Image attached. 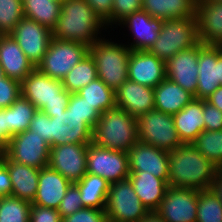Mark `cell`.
Here are the masks:
<instances>
[{"label": "cell", "instance_id": "cell-53", "mask_svg": "<svg viewBox=\"0 0 222 222\" xmlns=\"http://www.w3.org/2000/svg\"><path fill=\"white\" fill-rule=\"evenodd\" d=\"M222 0H196V2H218Z\"/></svg>", "mask_w": 222, "mask_h": 222}, {"label": "cell", "instance_id": "cell-45", "mask_svg": "<svg viewBox=\"0 0 222 222\" xmlns=\"http://www.w3.org/2000/svg\"><path fill=\"white\" fill-rule=\"evenodd\" d=\"M29 222H62V218L57 209L31 203Z\"/></svg>", "mask_w": 222, "mask_h": 222}, {"label": "cell", "instance_id": "cell-11", "mask_svg": "<svg viewBox=\"0 0 222 222\" xmlns=\"http://www.w3.org/2000/svg\"><path fill=\"white\" fill-rule=\"evenodd\" d=\"M87 173L99 175L110 184L128 179V153L102 148L89 143L87 153Z\"/></svg>", "mask_w": 222, "mask_h": 222}, {"label": "cell", "instance_id": "cell-18", "mask_svg": "<svg viewBox=\"0 0 222 222\" xmlns=\"http://www.w3.org/2000/svg\"><path fill=\"white\" fill-rule=\"evenodd\" d=\"M127 153L129 171H147L168 183V151L138 141Z\"/></svg>", "mask_w": 222, "mask_h": 222}, {"label": "cell", "instance_id": "cell-42", "mask_svg": "<svg viewBox=\"0 0 222 222\" xmlns=\"http://www.w3.org/2000/svg\"><path fill=\"white\" fill-rule=\"evenodd\" d=\"M142 9V0H113L112 26L122 21L126 16Z\"/></svg>", "mask_w": 222, "mask_h": 222}, {"label": "cell", "instance_id": "cell-39", "mask_svg": "<svg viewBox=\"0 0 222 222\" xmlns=\"http://www.w3.org/2000/svg\"><path fill=\"white\" fill-rule=\"evenodd\" d=\"M67 109L77 116L83 118V121L93 130L100 118V113L93 108L85 98L78 93H72Z\"/></svg>", "mask_w": 222, "mask_h": 222}, {"label": "cell", "instance_id": "cell-7", "mask_svg": "<svg viewBox=\"0 0 222 222\" xmlns=\"http://www.w3.org/2000/svg\"><path fill=\"white\" fill-rule=\"evenodd\" d=\"M89 53V46L52 37L46 54L37 69L45 75L61 80Z\"/></svg>", "mask_w": 222, "mask_h": 222}, {"label": "cell", "instance_id": "cell-56", "mask_svg": "<svg viewBox=\"0 0 222 222\" xmlns=\"http://www.w3.org/2000/svg\"><path fill=\"white\" fill-rule=\"evenodd\" d=\"M105 222H116V221H112V220L107 219Z\"/></svg>", "mask_w": 222, "mask_h": 222}, {"label": "cell", "instance_id": "cell-25", "mask_svg": "<svg viewBox=\"0 0 222 222\" xmlns=\"http://www.w3.org/2000/svg\"><path fill=\"white\" fill-rule=\"evenodd\" d=\"M1 160L5 163L12 182L11 196L32 203L38 189L40 169L11 161L4 153Z\"/></svg>", "mask_w": 222, "mask_h": 222}, {"label": "cell", "instance_id": "cell-20", "mask_svg": "<svg viewBox=\"0 0 222 222\" xmlns=\"http://www.w3.org/2000/svg\"><path fill=\"white\" fill-rule=\"evenodd\" d=\"M163 21L151 17L145 10H139L126 16L117 25L128 27L134 37L128 47L131 50L148 51L155 43L162 29Z\"/></svg>", "mask_w": 222, "mask_h": 222}, {"label": "cell", "instance_id": "cell-1", "mask_svg": "<svg viewBox=\"0 0 222 222\" xmlns=\"http://www.w3.org/2000/svg\"><path fill=\"white\" fill-rule=\"evenodd\" d=\"M168 158V186L175 188L208 190L218 170L193 143L168 151Z\"/></svg>", "mask_w": 222, "mask_h": 222}, {"label": "cell", "instance_id": "cell-33", "mask_svg": "<svg viewBox=\"0 0 222 222\" xmlns=\"http://www.w3.org/2000/svg\"><path fill=\"white\" fill-rule=\"evenodd\" d=\"M100 114L116 107L115 91L96 78L77 92Z\"/></svg>", "mask_w": 222, "mask_h": 222}, {"label": "cell", "instance_id": "cell-12", "mask_svg": "<svg viewBox=\"0 0 222 222\" xmlns=\"http://www.w3.org/2000/svg\"><path fill=\"white\" fill-rule=\"evenodd\" d=\"M89 143L64 144L50 147L48 166L71 183H77L87 173Z\"/></svg>", "mask_w": 222, "mask_h": 222}, {"label": "cell", "instance_id": "cell-2", "mask_svg": "<svg viewBox=\"0 0 222 222\" xmlns=\"http://www.w3.org/2000/svg\"><path fill=\"white\" fill-rule=\"evenodd\" d=\"M103 29L105 24L85 0H64L52 37L90 46L101 39L98 34Z\"/></svg>", "mask_w": 222, "mask_h": 222}, {"label": "cell", "instance_id": "cell-34", "mask_svg": "<svg viewBox=\"0 0 222 222\" xmlns=\"http://www.w3.org/2000/svg\"><path fill=\"white\" fill-rule=\"evenodd\" d=\"M97 77L96 64L93 57L88 53L68 74L62 79L64 88L69 93H77L81 88L88 85Z\"/></svg>", "mask_w": 222, "mask_h": 222}, {"label": "cell", "instance_id": "cell-30", "mask_svg": "<svg viewBox=\"0 0 222 222\" xmlns=\"http://www.w3.org/2000/svg\"><path fill=\"white\" fill-rule=\"evenodd\" d=\"M37 108L22 95L13 104L5 108L6 145L13 135L29 129Z\"/></svg>", "mask_w": 222, "mask_h": 222}, {"label": "cell", "instance_id": "cell-13", "mask_svg": "<svg viewBox=\"0 0 222 222\" xmlns=\"http://www.w3.org/2000/svg\"><path fill=\"white\" fill-rule=\"evenodd\" d=\"M10 35L35 68L46 54L52 39V31L49 28L26 17L19 21Z\"/></svg>", "mask_w": 222, "mask_h": 222}, {"label": "cell", "instance_id": "cell-37", "mask_svg": "<svg viewBox=\"0 0 222 222\" xmlns=\"http://www.w3.org/2000/svg\"><path fill=\"white\" fill-rule=\"evenodd\" d=\"M196 222H222V202L209 189L198 193Z\"/></svg>", "mask_w": 222, "mask_h": 222}, {"label": "cell", "instance_id": "cell-44", "mask_svg": "<svg viewBox=\"0 0 222 222\" xmlns=\"http://www.w3.org/2000/svg\"><path fill=\"white\" fill-rule=\"evenodd\" d=\"M203 118L204 130H222V112L217 107L212 106L206 100H203Z\"/></svg>", "mask_w": 222, "mask_h": 222}, {"label": "cell", "instance_id": "cell-55", "mask_svg": "<svg viewBox=\"0 0 222 222\" xmlns=\"http://www.w3.org/2000/svg\"><path fill=\"white\" fill-rule=\"evenodd\" d=\"M2 154H3V148L0 146V159H1Z\"/></svg>", "mask_w": 222, "mask_h": 222}, {"label": "cell", "instance_id": "cell-17", "mask_svg": "<svg viewBox=\"0 0 222 222\" xmlns=\"http://www.w3.org/2000/svg\"><path fill=\"white\" fill-rule=\"evenodd\" d=\"M199 44L182 50L165 63L166 78L194 96L197 89Z\"/></svg>", "mask_w": 222, "mask_h": 222}, {"label": "cell", "instance_id": "cell-23", "mask_svg": "<svg viewBox=\"0 0 222 222\" xmlns=\"http://www.w3.org/2000/svg\"><path fill=\"white\" fill-rule=\"evenodd\" d=\"M0 65L6 77L19 82H22L35 69L10 34L0 35Z\"/></svg>", "mask_w": 222, "mask_h": 222}, {"label": "cell", "instance_id": "cell-8", "mask_svg": "<svg viewBox=\"0 0 222 222\" xmlns=\"http://www.w3.org/2000/svg\"><path fill=\"white\" fill-rule=\"evenodd\" d=\"M137 126L139 141L143 143L165 151L182 145L171 114L148 111L137 117Z\"/></svg>", "mask_w": 222, "mask_h": 222}, {"label": "cell", "instance_id": "cell-9", "mask_svg": "<svg viewBox=\"0 0 222 222\" xmlns=\"http://www.w3.org/2000/svg\"><path fill=\"white\" fill-rule=\"evenodd\" d=\"M104 211L107 219L116 222H138L149 212L129 178L110 184Z\"/></svg>", "mask_w": 222, "mask_h": 222}, {"label": "cell", "instance_id": "cell-22", "mask_svg": "<svg viewBox=\"0 0 222 222\" xmlns=\"http://www.w3.org/2000/svg\"><path fill=\"white\" fill-rule=\"evenodd\" d=\"M198 37L203 45L222 44V1L196 2Z\"/></svg>", "mask_w": 222, "mask_h": 222}, {"label": "cell", "instance_id": "cell-27", "mask_svg": "<svg viewBox=\"0 0 222 222\" xmlns=\"http://www.w3.org/2000/svg\"><path fill=\"white\" fill-rule=\"evenodd\" d=\"M182 144L193 143L204 131L203 100L193 99L178 113L172 115Z\"/></svg>", "mask_w": 222, "mask_h": 222}, {"label": "cell", "instance_id": "cell-19", "mask_svg": "<svg viewBox=\"0 0 222 222\" xmlns=\"http://www.w3.org/2000/svg\"><path fill=\"white\" fill-rule=\"evenodd\" d=\"M165 62L148 51L132 50L128 60V79L155 88L166 78Z\"/></svg>", "mask_w": 222, "mask_h": 222}, {"label": "cell", "instance_id": "cell-14", "mask_svg": "<svg viewBox=\"0 0 222 222\" xmlns=\"http://www.w3.org/2000/svg\"><path fill=\"white\" fill-rule=\"evenodd\" d=\"M199 190L168 186L156 212L167 222H196Z\"/></svg>", "mask_w": 222, "mask_h": 222}, {"label": "cell", "instance_id": "cell-54", "mask_svg": "<svg viewBox=\"0 0 222 222\" xmlns=\"http://www.w3.org/2000/svg\"><path fill=\"white\" fill-rule=\"evenodd\" d=\"M5 75H4V73H3V69H2V67H1V65H0V79L1 78H3Z\"/></svg>", "mask_w": 222, "mask_h": 222}, {"label": "cell", "instance_id": "cell-47", "mask_svg": "<svg viewBox=\"0 0 222 222\" xmlns=\"http://www.w3.org/2000/svg\"><path fill=\"white\" fill-rule=\"evenodd\" d=\"M49 122L50 117L37 110L30 122L29 130L36 132L38 136L43 138L49 144Z\"/></svg>", "mask_w": 222, "mask_h": 222}, {"label": "cell", "instance_id": "cell-16", "mask_svg": "<svg viewBox=\"0 0 222 222\" xmlns=\"http://www.w3.org/2000/svg\"><path fill=\"white\" fill-rule=\"evenodd\" d=\"M198 78L195 99L206 100L222 86V53L219 45L199 43Z\"/></svg>", "mask_w": 222, "mask_h": 222}, {"label": "cell", "instance_id": "cell-52", "mask_svg": "<svg viewBox=\"0 0 222 222\" xmlns=\"http://www.w3.org/2000/svg\"><path fill=\"white\" fill-rule=\"evenodd\" d=\"M138 222H167V221L164 220L156 211H150Z\"/></svg>", "mask_w": 222, "mask_h": 222}, {"label": "cell", "instance_id": "cell-21", "mask_svg": "<svg viewBox=\"0 0 222 222\" xmlns=\"http://www.w3.org/2000/svg\"><path fill=\"white\" fill-rule=\"evenodd\" d=\"M116 107L138 117L155 109L153 88L127 79L115 90Z\"/></svg>", "mask_w": 222, "mask_h": 222}, {"label": "cell", "instance_id": "cell-57", "mask_svg": "<svg viewBox=\"0 0 222 222\" xmlns=\"http://www.w3.org/2000/svg\"><path fill=\"white\" fill-rule=\"evenodd\" d=\"M55 1H58V2L62 3L64 0H55Z\"/></svg>", "mask_w": 222, "mask_h": 222}, {"label": "cell", "instance_id": "cell-24", "mask_svg": "<svg viewBox=\"0 0 222 222\" xmlns=\"http://www.w3.org/2000/svg\"><path fill=\"white\" fill-rule=\"evenodd\" d=\"M71 185L59 172L46 166L40 169L38 189L32 204L57 209Z\"/></svg>", "mask_w": 222, "mask_h": 222}, {"label": "cell", "instance_id": "cell-31", "mask_svg": "<svg viewBox=\"0 0 222 222\" xmlns=\"http://www.w3.org/2000/svg\"><path fill=\"white\" fill-rule=\"evenodd\" d=\"M80 191L83 207L105 210L110 183L99 175L86 173L75 183Z\"/></svg>", "mask_w": 222, "mask_h": 222}, {"label": "cell", "instance_id": "cell-43", "mask_svg": "<svg viewBox=\"0 0 222 222\" xmlns=\"http://www.w3.org/2000/svg\"><path fill=\"white\" fill-rule=\"evenodd\" d=\"M105 211L102 209L84 207L77 212L62 218V222H105Z\"/></svg>", "mask_w": 222, "mask_h": 222}, {"label": "cell", "instance_id": "cell-15", "mask_svg": "<svg viewBox=\"0 0 222 222\" xmlns=\"http://www.w3.org/2000/svg\"><path fill=\"white\" fill-rule=\"evenodd\" d=\"M93 130L83 121V118L68 109L50 117L49 146L64 144L91 143Z\"/></svg>", "mask_w": 222, "mask_h": 222}, {"label": "cell", "instance_id": "cell-35", "mask_svg": "<svg viewBox=\"0 0 222 222\" xmlns=\"http://www.w3.org/2000/svg\"><path fill=\"white\" fill-rule=\"evenodd\" d=\"M193 145L216 167L222 168V130H204L197 135Z\"/></svg>", "mask_w": 222, "mask_h": 222}, {"label": "cell", "instance_id": "cell-3", "mask_svg": "<svg viewBox=\"0 0 222 222\" xmlns=\"http://www.w3.org/2000/svg\"><path fill=\"white\" fill-rule=\"evenodd\" d=\"M138 141L137 117L117 107L102 113L93 129L92 142L102 148L128 152Z\"/></svg>", "mask_w": 222, "mask_h": 222}, {"label": "cell", "instance_id": "cell-48", "mask_svg": "<svg viewBox=\"0 0 222 222\" xmlns=\"http://www.w3.org/2000/svg\"><path fill=\"white\" fill-rule=\"evenodd\" d=\"M12 182L5 163L0 159V196L11 195Z\"/></svg>", "mask_w": 222, "mask_h": 222}, {"label": "cell", "instance_id": "cell-46", "mask_svg": "<svg viewBox=\"0 0 222 222\" xmlns=\"http://www.w3.org/2000/svg\"><path fill=\"white\" fill-rule=\"evenodd\" d=\"M102 20L105 27L112 28V5L113 0H85Z\"/></svg>", "mask_w": 222, "mask_h": 222}, {"label": "cell", "instance_id": "cell-36", "mask_svg": "<svg viewBox=\"0 0 222 222\" xmlns=\"http://www.w3.org/2000/svg\"><path fill=\"white\" fill-rule=\"evenodd\" d=\"M31 203L11 195L0 196V222H29Z\"/></svg>", "mask_w": 222, "mask_h": 222}, {"label": "cell", "instance_id": "cell-51", "mask_svg": "<svg viewBox=\"0 0 222 222\" xmlns=\"http://www.w3.org/2000/svg\"><path fill=\"white\" fill-rule=\"evenodd\" d=\"M0 146H6V121H5V108L0 109Z\"/></svg>", "mask_w": 222, "mask_h": 222}, {"label": "cell", "instance_id": "cell-40", "mask_svg": "<svg viewBox=\"0 0 222 222\" xmlns=\"http://www.w3.org/2000/svg\"><path fill=\"white\" fill-rule=\"evenodd\" d=\"M84 208L80 196V191L75 183H71L68 187L64 198L59 204L57 211L60 213L61 218H65L78 210Z\"/></svg>", "mask_w": 222, "mask_h": 222}, {"label": "cell", "instance_id": "cell-5", "mask_svg": "<svg viewBox=\"0 0 222 222\" xmlns=\"http://www.w3.org/2000/svg\"><path fill=\"white\" fill-rule=\"evenodd\" d=\"M100 37L89 46V53L95 60L97 77L115 91L128 79V60L132 50L126 44Z\"/></svg>", "mask_w": 222, "mask_h": 222}, {"label": "cell", "instance_id": "cell-41", "mask_svg": "<svg viewBox=\"0 0 222 222\" xmlns=\"http://www.w3.org/2000/svg\"><path fill=\"white\" fill-rule=\"evenodd\" d=\"M21 96V82L4 76L0 79V109L7 108Z\"/></svg>", "mask_w": 222, "mask_h": 222}, {"label": "cell", "instance_id": "cell-4", "mask_svg": "<svg viewBox=\"0 0 222 222\" xmlns=\"http://www.w3.org/2000/svg\"><path fill=\"white\" fill-rule=\"evenodd\" d=\"M21 95L49 117L64 112L71 98L61 80L53 79L37 68L21 82Z\"/></svg>", "mask_w": 222, "mask_h": 222}, {"label": "cell", "instance_id": "cell-10", "mask_svg": "<svg viewBox=\"0 0 222 222\" xmlns=\"http://www.w3.org/2000/svg\"><path fill=\"white\" fill-rule=\"evenodd\" d=\"M3 153L11 161L41 169L48 166L50 146L36 132L27 129L13 135Z\"/></svg>", "mask_w": 222, "mask_h": 222}, {"label": "cell", "instance_id": "cell-49", "mask_svg": "<svg viewBox=\"0 0 222 222\" xmlns=\"http://www.w3.org/2000/svg\"><path fill=\"white\" fill-rule=\"evenodd\" d=\"M209 190L222 202V168H218Z\"/></svg>", "mask_w": 222, "mask_h": 222}, {"label": "cell", "instance_id": "cell-38", "mask_svg": "<svg viewBox=\"0 0 222 222\" xmlns=\"http://www.w3.org/2000/svg\"><path fill=\"white\" fill-rule=\"evenodd\" d=\"M24 17L22 0H0V34H10Z\"/></svg>", "mask_w": 222, "mask_h": 222}, {"label": "cell", "instance_id": "cell-50", "mask_svg": "<svg viewBox=\"0 0 222 222\" xmlns=\"http://www.w3.org/2000/svg\"><path fill=\"white\" fill-rule=\"evenodd\" d=\"M212 106L217 107L222 112V86H219L207 99Z\"/></svg>", "mask_w": 222, "mask_h": 222}, {"label": "cell", "instance_id": "cell-32", "mask_svg": "<svg viewBox=\"0 0 222 222\" xmlns=\"http://www.w3.org/2000/svg\"><path fill=\"white\" fill-rule=\"evenodd\" d=\"M24 17L34 20L51 31L61 14V3L55 0H22Z\"/></svg>", "mask_w": 222, "mask_h": 222}, {"label": "cell", "instance_id": "cell-6", "mask_svg": "<svg viewBox=\"0 0 222 222\" xmlns=\"http://www.w3.org/2000/svg\"><path fill=\"white\" fill-rule=\"evenodd\" d=\"M199 43L196 16L168 19L163 21L159 36L148 52L166 63L178 52Z\"/></svg>", "mask_w": 222, "mask_h": 222}, {"label": "cell", "instance_id": "cell-26", "mask_svg": "<svg viewBox=\"0 0 222 222\" xmlns=\"http://www.w3.org/2000/svg\"><path fill=\"white\" fill-rule=\"evenodd\" d=\"M129 180L132 182L134 191L148 211H156L163 200L168 183L154 176L152 173L129 171Z\"/></svg>", "mask_w": 222, "mask_h": 222}, {"label": "cell", "instance_id": "cell-29", "mask_svg": "<svg viewBox=\"0 0 222 222\" xmlns=\"http://www.w3.org/2000/svg\"><path fill=\"white\" fill-rule=\"evenodd\" d=\"M142 10L161 20L195 16L196 0H142Z\"/></svg>", "mask_w": 222, "mask_h": 222}, {"label": "cell", "instance_id": "cell-28", "mask_svg": "<svg viewBox=\"0 0 222 222\" xmlns=\"http://www.w3.org/2000/svg\"><path fill=\"white\" fill-rule=\"evenodd\" d=\"M154 91L155 110L174 115L194 99V95L180 85L165 78Z\"/></svg>", "mask_w": 222, "mask_h": 222}]
</instances>
